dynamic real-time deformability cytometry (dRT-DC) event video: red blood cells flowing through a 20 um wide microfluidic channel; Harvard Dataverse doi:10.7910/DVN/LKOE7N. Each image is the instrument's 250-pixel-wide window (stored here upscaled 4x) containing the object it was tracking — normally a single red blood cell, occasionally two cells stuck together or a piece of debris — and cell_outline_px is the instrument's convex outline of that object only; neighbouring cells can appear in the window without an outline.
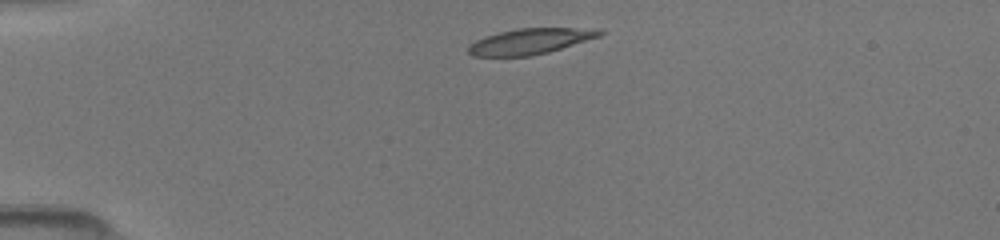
{"species": "common noctule bat (a hibernating species)", "species_latin": "Nyctalus noctula", "temperature_condition": "room temperature", "stored_images_in_passage": 3, "camera_frame_rate_fps": 3000, "um_per_image_px": 0.085, "animal": {"sex": "female", "body_mass_g": 19.5, "forearm_length_mm": 54.1}, "frame": {"image": 1, "passage_image": 1, "time_ms": 0.0, "image_size_px": [1000, 240], "cell_outline_px": [[604, 32], [600, 36], [548, 52], [528, 56], [472, 56], [468, 52], [468, 44], [484, 36], [516, 28], [600, 28]], "centroid_in_image_um": [45.05, 3.5], "position_along_channel_um": 40.0, "area_um2": 19.65}}
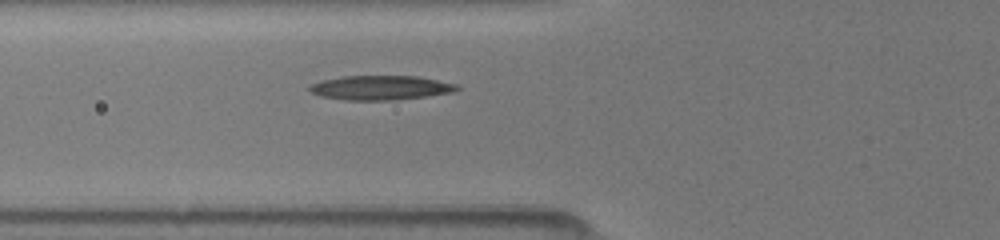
{"frame": {"image": 2, "passage_image": 3, "time_ms": 2.333, "image_size_px": [1000, 240], "cell_outline_px": [[460, 88], [456, 92], [428, 96], [396, 100], [348, 100], [320, 96], [308, 92], [308, 88], [312, 84], [324, 80], [344, 76], [416, 76], [456, 84]], "centroid_in_image_um": [32.36, 7.46], "position_along_channel_um": 93.4, "area_um2": 20.92}}